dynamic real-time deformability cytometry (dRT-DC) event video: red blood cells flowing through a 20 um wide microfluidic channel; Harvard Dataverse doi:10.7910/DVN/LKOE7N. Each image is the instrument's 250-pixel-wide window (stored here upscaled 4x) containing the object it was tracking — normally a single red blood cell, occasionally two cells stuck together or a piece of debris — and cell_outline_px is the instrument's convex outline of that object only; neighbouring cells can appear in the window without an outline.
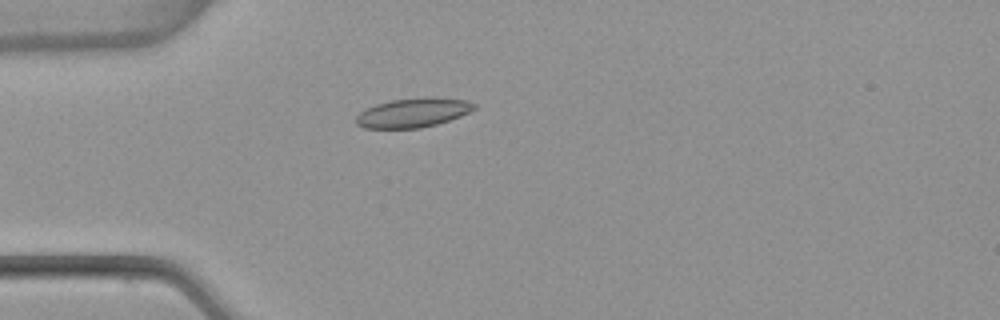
{"species": "common noctule bat (a hibernating species)", "species_latin": "Nyctalus noctula", "temperature_condition": "warm", "stored_images_in_passage": 1, "camera_frame_rate_fps": 3000, "um_per_image_px": 0.085, "animal": {"sex": "female", "body_mass_g": 22.7, "forearm_length_mm": 54.2}, "frame": {"image": 1, "passage_image": 1, "time_ms": 0.0, "image_size_px": [1000, 320], "cell_outline_px": [[476, 108], [460, 116], [436, 124], [420, 128], [364, 128], [356, 124], [356, 116], [360, 112], [376, 104], [392, 100], [428, 96], [464, 100], [476, 104]], "centroid_in_image_um": [35.1, 9.57], "position_along_channel_um": 49.9, "area_um2": 20.0}}